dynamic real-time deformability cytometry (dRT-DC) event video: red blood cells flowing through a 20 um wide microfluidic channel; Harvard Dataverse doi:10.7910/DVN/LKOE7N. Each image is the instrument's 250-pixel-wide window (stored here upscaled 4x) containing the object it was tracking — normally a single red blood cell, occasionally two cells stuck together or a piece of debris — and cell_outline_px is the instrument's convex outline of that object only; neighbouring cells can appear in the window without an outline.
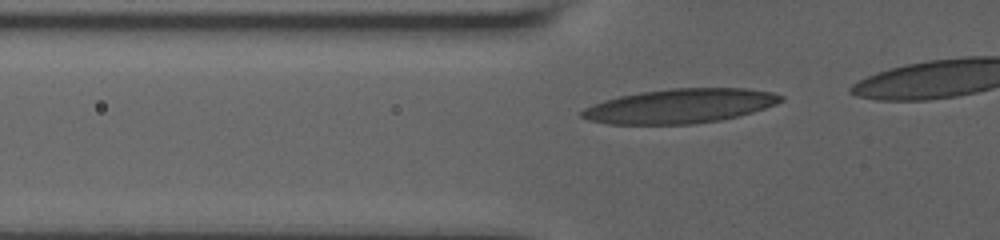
{"species": "human", "species_latin": "Homo sapiens", "temperature_condition": "room temperature", "stored_images_in_passage": 19, "camera_frame_rate_fps": 3000, "um_per_image_px": 0.085, "donor": {"sex": "male"}, "frame": {"image": 1, "passage_image": 12, "time_ms": 3.667, "image_size_px": [1000, 240], "cell_outline_px": [[784, 100], [776, 104], [752, 112], [720, 120], [692, 124], [608, 124], [588, 120], [580, 116], [580, 112], [584, 108], [604, 100], [620, 96], [640, 92], [672, 88], [748, 88], [772, 92], [784, 96]], "centroid_in_image_um": [57.8, 9.01], "position_along_channel_um": 68.0, "area_um2": 39.82}}
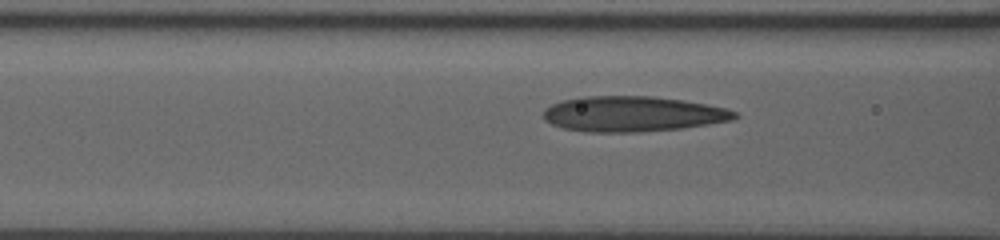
{"frame": {"image": 2, "passage_image": 16, "time_ms": 5.0, "image_size_px": [1000, 240], "cell_outline_px": [[740, 116], [732, 120], [708, 124], [680, 128], [636, 132], [584, 132], [564, 128], [552, 124], [544, 120], [544, 108], [552, 104], [564, 100], [580, 96], [652, 96], [684, 100], [728, 108], [736, 112]], "centroid_in_image_um": [53.78, 9.68], "position_along_channel_um": 112.8, "area_um2": 39.54}}